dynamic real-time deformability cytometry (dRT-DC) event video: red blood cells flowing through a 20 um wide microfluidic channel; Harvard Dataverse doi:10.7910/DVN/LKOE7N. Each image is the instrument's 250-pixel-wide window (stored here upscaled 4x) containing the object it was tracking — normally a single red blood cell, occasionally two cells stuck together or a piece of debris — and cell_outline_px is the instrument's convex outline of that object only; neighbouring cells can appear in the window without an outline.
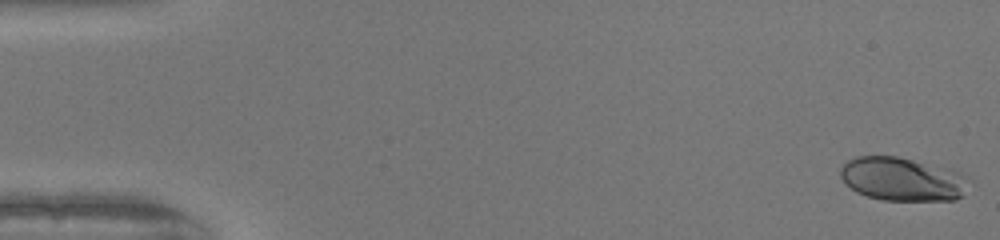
{"species": "human", "species_latin": "Homo sapiens", "temperature_condition": "warm", "stored_images_in_passage": 51, "camera_frame_rate_fps": 3000, "um_per_image_px": 0.085, "donor": {"sex": "female"}, "frame": {"image": 1, "passage_image": 1, "time_ms": 0.0, "image_size_px": [1000, 240], "cell_outline_px": [[972, 180], [960, 196], [956, 200], [880, 200], [856, 192], [840, 176], [840, 168], [848, 160], [856, 156], [896, 156], [960, 172]], "centroid_in_image_um": [76.7, 15.23], "position_along_channel_um": 8.3, "area_um2": 32.31}}
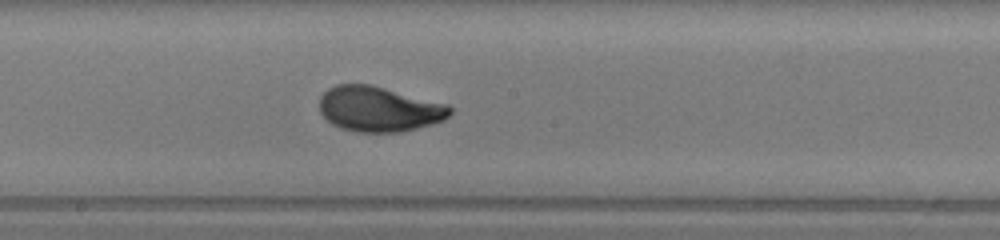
{"frame": {"image": 2, "passage_image": 28, "time_ms": 9.0, "image_size_px": [1000, 240], "cell_outline_px": [[452, 112], [444, 120], [432, 124], [400, 132], [356, 132], [340, 128], [332, 124], [320, 112], [320, 96], [328, 88], [336, 84], [368, 84], [448, 104], [452, 108]], "centroid_in_image_um": [32.2, 9.27], "position_along_channel_um": 216.0, "area_um2": 34.28}}
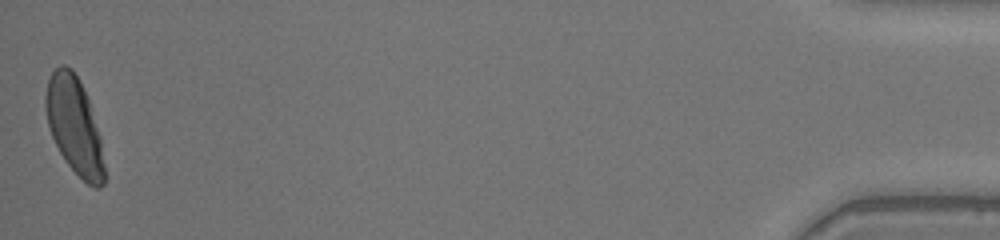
{"frame": {"image": 3, "passage_image": 51, "time_ms": 16.667, "image_size_px": [1000, 240], "cell_outline_px": [[104, 184], [100, 188], [92, 188], [64, 160], [52, 136], [48, 124], [44, 108], [44, 96], [48, 80], [52, 72], [60, 64], [64, 64], [72, 68], [80, 80], [84, 88], [100, 136], [104, 164]], "centroid_in_image_um": [6.31, 10.65], "position_along_channel_um": 428.9, "area_um2": 33.06}, "authors_computed_cell_mechanics": {"area_um2": 33.1194, "velocity_mm_per_s": 4.0635, "shape_relaxation_time_tau1_ms": 3.6584, "shape_relaxation_time_tau2_ms": null, "deformation_change_tau1": 0.189, "deformation_change_tau2": null}}